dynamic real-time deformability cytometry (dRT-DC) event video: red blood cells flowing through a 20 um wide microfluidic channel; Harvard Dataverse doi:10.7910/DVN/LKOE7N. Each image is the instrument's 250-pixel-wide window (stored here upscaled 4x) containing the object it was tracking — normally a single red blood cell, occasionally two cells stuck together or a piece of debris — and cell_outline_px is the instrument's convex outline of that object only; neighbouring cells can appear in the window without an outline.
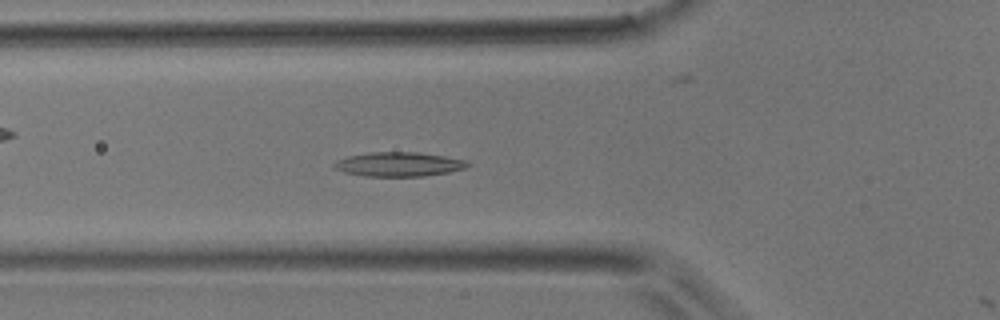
{"species": "common noctule bat (a hibernating species)", "species_latin": "Nyctalus noctula", "temperature_condition": "room temperature", "stored_images_in_passage": 17, "camera_frame_rate_fps": 3000, "um_per_image_px": 0.085, "animal": {"sex": "male", "body_mass_g": 17.9}, "frame": {"image": 1, "passage_image": 16, "time_ms": 5.0, "image_size_px": [1000, 320], "cell_outline_px": [[472, 164], [464, 168], [448, 172], [424, 176], [364, 176], [344, 172], [336, 168], [332, 164], [336, 160], [348, 156], [368, 152], [416, 152], [444, 156], [468, 160]], "centroid_in_image_um": [33.91, 13.95], "position_along_channel_um": 91.9, "area_um2": 18.9}}